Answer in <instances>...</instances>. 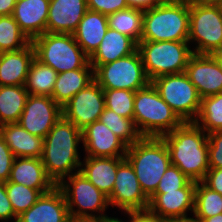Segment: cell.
<instances>
[{"label": "cell", "instance_id": "1", "mask_svg": "<svg viewBox=\"0 0 222 222\" xmlns=\"http://www.w3.org/2000/svg\"><path fill=\"white\" fill-rule=\"evenodd\" d=\"M80 143L82 132L63 116L44 138L41 161L47 175L56 185L64 178L80 171Z\"/></svg>", "mask_w": 222, "mask_h": 222}, {"label": "cell", "instance_id": "2", "mask_svg": "<svg viewBox=\"0 0 222 222\" xmlns=\"http://www.w3.org/2000/svg\"><path fill=\"white\" fill-rule=\"evenodd\" d=\"M161 138L168 147L171 164L190 180L202 182L209 170L207 133L194 122H184Z\"/></svg>", "mask_w": 222, "mask_h": 222}, {"label": "cell", "instance_id": "3", "mask_svg": "<svg viewBox=\"0 0 222 222\" xmlns=\"http://www.w3.org/2000/svg\"><path fill=\"white\" fill-rule=\"evenodd\" d=\"M125 158L133 166L144 194L150 198L171 164L165 141L161 137H142L127 147Z\"/></svg>", "mask_w": 222, "mask_h": 222}, {"label": "cell", "instance_id": "4", "mask_svg": "<svg viewBox=\"0 0 222 222\" xmlns=\"http://www.w3.org/2000/svg\"><path fill=\"white\" fill-rule=\"evenodd\" d=\"M133 120L142 137H161L184 123L152 83L135 92Z\"/></svg>", "mask_w": 222, "mask_h": 222}, {"label": "cell", "instance_id": "5", "mask_svg": "<svg viewBox=\"0 0 222 222\" xmlns=\"http://www.w3.org/2000/svg\"><path fill=\"white\" fill-rule=\"evenodd\" d=\"M189 6L185 2H161L143 11L140 41H188Z\"/></svg>", "mask_w": 222, "mask_h": 222}, {"label": "cell", "instance_id": "6", "mask_svg": "<svg viewBox=\"0 0 222 222\" xmlns=\"http://www.w3.org/2000/svg\"><path fill=\"white\" fill-rule=\"evenodd\" d=\"M57 186L64 194L72 222L102 220L108 216L104 212L110 206L108 196L97 189L82 172L64 178Z\"/></svg>", "mask_w": 222, "mask_h": 222}, {"label": "cell", "instance_id": "7", "mask_svg": "<svg viewBox=\"0 0 222 222\" xmlns=\"http://www.w3.org/2000/svg\"><path fill=\"white\" fill-rule=\"evenodd\" d=\"M189 45L188 41H140L137 50L150 81L185 72L193 54Z\"/></svg>", "mask_w": 222, "mask_h": 222}, {"label": "cell", "instance_id": "8", "mask_svg": "<svg viewBox=\"0 0 222 222\" xmlns=\"http://www.w3.org/2000/svg\"><path fill=\"white\" fill-rule=\"evenodd\" d=\"M32 44L35 57L57 73L81 69L89 62L73 34L46 32L34 38Z\"/></svg>", "mask_w": 222, "mask_h": 222}, {"label": "cell", "instance_id": "9", "mask_svg": "<svg viewBox=\"0 0 222 222\" xmlns=\"http://www.w3.org/2000/svg\"><path fill=\"white\" fill-rule=\"evenodd\" d=\"M151 83L183 122L195 121L200 111L201 97L185 72L163 75Z\"/></svg>", "mask_w": 222, "mask_h": 222}, {"label": "cell", "instance_id": "10", "mask_svg": "<svg viewBox=\"0 0 222 222\" xmlns=\"http://www.w3.org/2000/svg\"><path fill=\"white\" fill-rule=\"evenodd\" d=\"M94 80L103 89H127L134 92L151 83L137 49L128 56L98 66L94 70Z\"/></svg>", "mask_w": 222, "mask_h": 222}, {"label": "cell", "instance_id": "11", "mask_svg": "<svg viewBox=\"0 0 222 222\" xmlns=\"http://www.w3.org/2000/svg\"><path fill=\"white\" fill-rule=\"evenodd\" d=\"M189 44L195 54H212L222 48V14L218 5L189 7Z\"/></svg>", "mask_w": 222, "mask_h": 222}, {"label": "cell", "instance_id": "12", "mask_svg": "<svg viewBox=\"0 0 222 222\" xmlns=\"http://www.w3.org/2000/svg\"><path fill=\"white\" fill-rule=\"evenodd\" d=\"M111 207L122 212L145 211L149 198L144 194L133 166L124 157L118 164L112 194L108 197Z\"/></svg>", "mask_w": 222, "mask_h": 222}, {"label": "cell", "instance_id": "13", "mask_svg": "<svg viewBox=\"0 0 222 222\" xmlns=\"http://www.w3.org/2000/svg\"><path fill=\"white\" fill-rule=\"evenodd\" d=\"M104 109L103 88L94 80L62 107V116L82 132L91 123L100 119Z\"/></svg>", "mask_w": 222, "mask_h": 222}, {"label": "cell", "instance_id": "14", "mask_svg": "<svg viewBox=\"0 0 222 222\" xmlns=\"http://www.w3.org/2000/svg\"><path fill=\"white\" fill-rule=\"evenodd\" d=\"M62 117V108L50 96L28 95L18 124L30 134L45 138Z\"/></svg>", "mask_w": 222, "mask_h": 222}, {"label": "cell", "instance_id": "15", "mask_svg": "<svg viewBox=\"0 0 222 222\" xmlns=\"http://www.w3.org/2000/svg\"><path fill=\"white\" fill-rule=\"evenodd\" d=\"M196 182L190 181L176 191L154 193L149 198L148 211L167 220H188L187 212H194Z\"/></svg>", "mask_w": 222, "mask_h": 222}, {"label": "cell", "instance_id": "16", "mask_svg": "<svg viewBox=\"0 0 222 222\" xmlns=\"http://www.w3.org/2000/svg\"><path fill=\"white\" fill-rule=\"evenodd\" d=\"M185 73L201 98L222 93V70L212 55L193 53Z\"/></svg>", "mask_w": 222, "mask_h": 222}, {"label": "cell", "instance_id": "17", "mask_svg": "<svg viewBox=\"0 0 222 222\" xmlns=\"http://www.w3.org/2000/svg\"><path fill=\"white\" fill-rule=\"evenodd\" d=\"M85 157H125L127 145L100 120L82 131Z\"/></svg>", "mask_w": 222, "mask_h": 222}, {"label": "cell", "instance_id": "18", "mask_svg": "<svg viewBox=\"0 0 222 222\" xmlns=\"http://www.w3.org/2000/svg\"><path fill=\"white\" fill-rule=\"evenodd\" d=\"M16 222H72L63 192L55 186L17 217Z\"/></svg>", "mask_w": 222, "mask_h": 222}, {"label": "cell", "instance_id": "19", "mask_svg": "<svg viewBox=\"0 0 222 222\" xmlns=\"http://www.w3.org/2000/svg\"><path fill=\"white\" fill-rule=\"evenodd\" d=\"M87 10L86 0H50L46 32L73 34Z\"/></svg>", "mask_w": 222, "mask_h": 222}, {"label": "cell", "instance_id": "20", "mask_svg": "<svg viewBox=\"0 0 222 222\" xmlns=\"http://www.w3.org/2000/svg\"><path fill=\"white\" fill-rule=\"evenodd\" d=\"M50 0L16 1L13 17L24 34L32 41L46 33Z\"/></svg>", "mask_w": 222, "mask_h": 222}, {"label": "cell", "instance_id": "21", "mask_svg": "<svg viewBox=\"0 0 222 222\" xmlns=\"http://www.w3.org/2000/svg\"><path fill=\"white\" fill-rule=\"evenodd\" d=\"M8 181L37 189L42 194L57 186L47 175L41 158L16 157Z\"/></svg>", "mask_w": 222, "mask_h": 222}, {"label": "cell", "instance_id": "22", "mask_svg": "<svg viewBox=\"0 0 222 222\" xmlns=\"http://www.w3.org/2000/svg\"><path fill=\"white\" fill-rule=\"evenodd\" d=\"M35 49L28 44L21 50L0 53V85H25Z\"/></svg>", "mask_w": 222, "mask_h": 222}, {"label": "cell", "instance_id": "23", "mask_svg": "<svg viewBox=\"0 0 222 222\" xmlns=\"http://www.w3.org/2000/svg\"><path fill=\"white\" fill-rule=\"evenodd\" d=\"M124 157H84L80 172L108 197L112 194L119 162Z\"/></svg>", "mask_w": 222, "mask_h": 222}, {"label": "cell", "instance_id": "24", "mask_svg": "<svg viewBox=\"0 0 222 222\" xmlns=\"http://www.w3.org/2000/svg\"><path fill=\"white\" fill-rule=\"evenodd\" d=\"M108 28L107 15L87 10L73 36L84 53L90 58L100 46Z\"/></svg>", "mask_w": 222, "mask_h": 222}, {"label": "cell", "instance_id": "25", "mask_svg": "<svg viewBox=\"0 0 222 222\" xmlns=\"http://www.w3.org/2000/svg\"><path fill=\"white\" fill-rule=\"evenodd\" d=\"M137 49V43L129 36L108 28L100 46L89 58V63L95 70L122 57L132 54Z\"/></svg>", "mask_w": 222, "mask_h": 222}, {"label": "cell", "instance_id": "26", "mask_svg": "<svg viewBox=\"0 0 222 222\" xmlns=\"http://www.w3.org/2000/svg\"><path fill=\"white\" fill-rule=\"evenodd\" d=\"M0 134L15 157L41 158L44 138L30 134L18 122L0 126Z\"/></svg>", "mask_w": 222, "mask_h": 222}, {"label": "cell", "instance_id": "27", "mask_svg": "<svg viewBox=\"0 0 222 222\" xmlns=\"http://www.w3.org/2000/svg\"><path fill=\"white\" fill-rule=\"evenodd\" d=\"M94 81V69L88 62L83 68L58 73L52 98L62 108L80 90Z\"/></svg>", "mask_w": 222, "mask_h": 222}, {"label": "cell", "instance_id": "28", "mask_svg": "<svg viewBox=\"0 0 222 222\" xmlns=\"http://www.w3.org/2000/svg\"><path fill=\"white\" fill-rule=\"evenodd\" d=\"M28 91L21 85H0V126L19 121Z\"/></svg>", "mask_w": 222, "mask_h": 222}, {"label": "cell", "instance_id": "29", "mask_svg": "<svg viewBox=\"0 0 222 222\" xmlns=\"http://www.w3.org/2000/svg\"><path fill=\"white\" fill-rule=\"evenodd\" d=\"M58 73L36 57L33 59L25 81V89L31 95L52 96Z\"/></svg>", "mask_w": 222, "mask_h": 222}, {"label": "cell", "instance_id": "30", "mask_svg": "<svg viewBox=\"0 0 222 222\" xmlns=\"http://www.w3.org/2000/svg\"><path fill=\"white\" fill-rule=\"evenodd\" d=\"M143 10L128 7L108 15V27L129 36L137 44L141 40Z\"/></svg>", "mask_w": 222, "mask_h": 222}, {"label": "cell", "instance_id": "31", "mask_svg": "<svg viewBox=\"0 0 222 222\" xmlns=\"http://www.w3.org/2000/svg\"><path fill=\"white\" fill-rule=\"evenodd\" d=\"M194 123L207 134L222 130V93L201 98L200 111Z\"/></svg>", "mask_w": 222, "mask_h": 222}, {"label": "cell", "instance_id": "32", "mask_svg": "<svg viewBox=\"0 0 222 222\" xmlns=\"http://www.w3.org/2000/svg\"><path fill=\"white\" fill-rule=\"evenodd\" d=\"M127 146H131L142 138L133 119L118 115L105 107L99 119Z\"/></svg>", "mask_w": 222, "mask_h": 222}, {"label": "cell", "instance_id": "33", "mask_svg": "<svg viewBox=\"0 0 222 222\" xmlns=\"http://www.w3.org/2000/svg\"><path fill=\"white\" fill-rule=\"evenodd\" d=\"M31 42L13 15L0 16V53L21 50Z\"/></svg>", "mask_w": 222, "mask_h": 222}, {"label": "cell", "instance_id": "34", "mask_svg": "<svg viewBox=\"0 0 222 222\" xmlns=\"http://www.w3.org/2000/svg\"><path fill=\"white\" fill-rule=\"evenodd\" d=\"M220 213H222V195L211 190L203 182H196L192 218H209Z\"/></svg>", "mask_w": 222, "mask_h": 222}, {"label": "cell", "instance_id": "35", "mask_svg": "<svg viewBox=\"0 0 222 222\" xmlns=\"http://www.w3.org/2000/svg\"><path fill=\"white\" fill-rule=\"evenodd\" d=\"M5 187L16 217L20 216L33 206L42 195L37 189L14 182H5Z\"/></svg>", "mask_w": 222, "mask_h": 222}, {"label": "cell", "instance_id": "36", "mask_svg": "<svg viewBox=\"0 0 222 222\" xmlns=\"http://www.w3.org/2000/svg\"><path fill=\"white\" fill-rule=\"evenodd\" d=\"M105 107L118 115L133 119L135 92L127 89H103Z\"/></svg>", "mask_w": 222, "mask_h": 222}, {"label": "cell", "instance_id": "37", "mask_svg": "<svg viewBox=\"0 0 222 222\" xmlns=\"http://www.w3.org/2000/svg\"><path fill=\"white\" fill-rule=\"evenodd\" d=\"M191 180L175 165L170 164L163 174L155 193L176 191L185 187Z\"/></svg>", "mask_w": 222, "mask_h": 222}, {"label": "cell", "instance_id": "38", "mask_svg": "<svg viewBox=\"0 0 222 222\" xmlns=\"http://www.w3.org/2000/svg\"><path fill=\"white\" fill-rule=\"evenodd\" d=\"M209 168H222V130L207 134Z\"/></svg>", "mask_w": 222, "mask_h": 222}, {"label": "cell", "instance_id": "39", "mask_svg": "<svg viewBox=\"0 0 222 222\" xmlns=\"http://www.w3.org/2000/svg\"><path fill=\"white\" fill-rule=\"evenodd\" d=\"M86 2L88 10L107 16L128 8L126 0H86Z\"/></svg>", "mask_w": 222, "mask_h": 222}, {"label": "cell", "instance_id": "40", "mask_svg": "<svg viewBox=\"0 0 222 222\" xmlns=\"http://www.w3.org/2000/svg\"><path fill=\"white\" fill-rule=\"evenodd\" d=\"M15 158L5 139L0 134V182L5 183L9 180Z\"/></svg>", "mask_w": 222, "mask_h": 222}, {"label": "cell", "instance_id": "41", "mask_svg": "<svg viewBox=\"0 0 222 222\" xmlns=\"http://www.w3.org/2000/svg\"><path fill=\"white\" fill-rule=\"evenodd\" d=\"M11 219H14V222L17 221V217L7 196L5 183L0 182V220L8 222Z\"/></svg>", "mask_w": 222, "mask_h": 222}, {"label": "cell", "instance_id": "42", "mask_svg": "<svg viewBox=\"0 0 222 222\" xmlns=\"http://www.w3.org/2000/svg\"><path fill=\"white\" fill-rule=\"evenodd\" d=\"M202 182L211 190L222 195V168H209Z\"/></svg>", "mask_w": 222, "mask_h": 222}, {"label": "cell", "instance_id": "43", "mask_svg": "<svg viewBox=\"0 0 222 222\" xmlns=\"http://www.w3.org/2000/svg\"><path fill=\"white\" fill-rule=\"evenodd\" d=\"M167 219L161 218L145 211H132V222H167Z\"/></svg>", "mask_w": 222, "mask_h": 222}, {"label": "cell", "instance_id": "44", "mask_svg": "<svg viewBox=\"0 0 222 222\" xmlns=\"http://www.w3.org/2000/svg\"><path fill=\"white\" fill-rule=\"evenodd\" d=\"M128 7L141 9V10H148L159 3L160 0H126Z\"/></svg>", "mask_w": 222, "mask_h": 222}, {"label": "cell", "instance_id": "45", "mask_svg": "<svg viewBox=\"0 0 222 222\" xmlns=\"http://www.w3.org/2000/svg\"><path fill=\"white\" fill-rule=\"evenodd\" d=\"M16 0H0V16L12 15Z\"/></svg>", "mask_w": 222, "mask_h": 222}, {"label": "cell", "instance_id": "46", "mask_svg": "<svg viewBox=\"0 0 222 222\" xmlns=\"http://www.w3.org/2000/svg\"><path fill=\"white\" fill-rule=\"evenodd\" d=\"M221 0H184L189 6H206V5H218Z\"/></svg>", "mask_w": 222, "mask_h": 222}, {"label": "cell", "instance_id": "47", "mask_svg": "<svg viewBox=\"0 0 222 222\" xmlns=\"http://www.w3.org/2000/svg\"><path fill=\"white\" fill-rule=\"evenodd\" d=\"M193 222H222V213L209 218H192Z\"/></svg>", "mask_w": 222, "mask_h": 222}, {"label": "cell", "instance_id": "48", "mask_svg": "<svg viewBox=\"0 0 222 222\" xmlns=\"http://www.w3.org/2000/svg\"><path fill=\"white\" fill-rule=\"evenodd\" d=\"M127 217L128 215V221H123L122 219H118L117 217H109V216H106L104 217L102 220H99L100 222H132V211L131 212H125L124 213Z\"/></svg>", "mask_w": 222, "mask_h": 222}, {"label": "cell", "instance_id": "49", "mask_svg": "<svg viewBox=\"0 0 222 222\" xmlns=\"http://www.w3.org/2000/svg\"><path fill=\"white\" fill-rule=\"evenodd\" d=\"M211 55L216 60L220 69L222 70V48L219 49V50L214 51Z\"/></svg>", "mask_w": 222, "mask_h": 222}, {"label": "cell", "instance_id": "50", "mask_svg": "<svg viewBox=\"0 0 222 222\" xmlns=\"http://www.w3.org/2000/svg\"><path fill=\"white\" fill-rule=\"evenodd\" d=\"M167 222H193L191 219L188 220H168Z\"/></svg>", "mask_w": 222, "mask_h": 222}, {"label": "cell", "instance_id": "51", "mask_svg": "<svg viewBox=\"0 0 222 222\" xmlns=\"http://www.w3.org/2000/svg\"><path fill=\"white\" fill-rule=\"evenodd\" d=\"M161 2H184V0H160Z\"/></svg>", "mask_w": 222, "mask_h": 222}, {"label": "cell", "instance_id": "52", "mask_svg": "<svg viewBox=\"0 0 222 222\" xmlns=\"http://www.w3.org/2000/svg\"><path fill=\"white\" fill-rule=\"evenodd\" d=\"M218 6H219L221 14H222V0L219 2Z\"/></svg>", "mask_w": 222, "mask_h": 222}, {"label": "cell", "instance_id": "53", "mask_svg": "<svg viewBox=\"0 0 222 222\" xmlns=\"http://www.w3.org/2000/svg\"><path fill=\"white\" fill-rule=\"evenodd\" d=\"M77 222H100L99 220H92V221H77Z\"/></svg>", "mask_w": 222, "mask_h": 222}]
</instances>
